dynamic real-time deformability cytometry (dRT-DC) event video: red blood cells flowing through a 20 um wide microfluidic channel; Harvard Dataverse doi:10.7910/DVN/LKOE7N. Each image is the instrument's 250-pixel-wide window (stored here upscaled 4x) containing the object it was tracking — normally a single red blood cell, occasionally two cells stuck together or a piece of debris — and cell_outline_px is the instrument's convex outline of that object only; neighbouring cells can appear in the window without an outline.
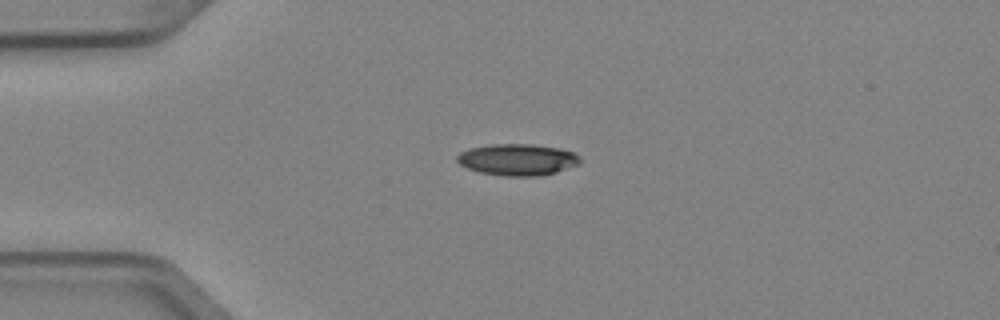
{"species": "Egyptian fruit bat (a non-hibernating species)", "species_latin": "Rousettus aegyptiacus", "temperature_condition": "cold", "stored_images_in_passage": 2, "camera_frame_rate_fps": 3000, "um_per_image_px": 0.085, "animal": {"sex": "female"}, "frame": {"image": 1, "passage_image": 1, "time_ms": 0.0, "image_size_px": [1000, 320], "cell_outline_px": [[580, 164], [556, 172], [540, 176], [500, 176], [480, 172], [468, 168], [460, 164], [456, 160], [456, 156], [460, 152], [472, 148], [492, 144], [532, 144], [560, 148], [572, 152], [580, 156]], "centroid_in_image_um": [44.0, 13.57], "position_along_channel_um": 41.0, "area_um2": 22.66}}